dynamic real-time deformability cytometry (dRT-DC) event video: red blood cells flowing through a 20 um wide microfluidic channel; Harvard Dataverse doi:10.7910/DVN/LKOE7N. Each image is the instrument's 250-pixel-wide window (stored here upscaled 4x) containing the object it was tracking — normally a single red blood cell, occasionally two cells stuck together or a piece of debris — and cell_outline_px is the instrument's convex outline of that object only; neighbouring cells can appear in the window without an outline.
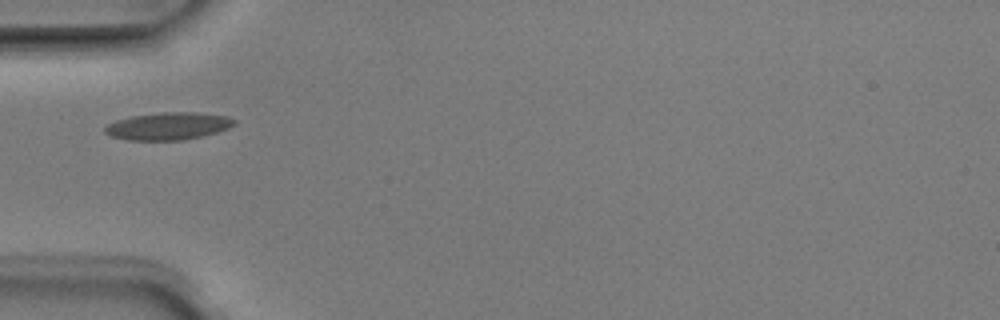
{"species": "Egyptian fruit bat (a non-hibernating species)", "species_latin": "Rousettus aegyptiacus", "temperature_condition": "room temperature", "stored_images_in_passage": 1, "camera_frame_rate_fps": 3000, "um_per_image_px": 0.085, "animal": {"sex": "male"}, "frame": {"image": 1, "passage_image": 1, "time_ms": 0.0, "image_size_px": [1000, 320], "cell_outline_px": [[236, 124], [228, 128], [216, 132], [184, 140], [128, 140], [112, 136], [104, 132], [104, 128], [108, 124], [116, 120], [132, 116], [160, 112], [196, 112], [228, 116], [236, 120]], "centroid_in_image_um": [14.31, 10.71], "position_along_channel_um": 70.7, "area_um2": 20.63}}